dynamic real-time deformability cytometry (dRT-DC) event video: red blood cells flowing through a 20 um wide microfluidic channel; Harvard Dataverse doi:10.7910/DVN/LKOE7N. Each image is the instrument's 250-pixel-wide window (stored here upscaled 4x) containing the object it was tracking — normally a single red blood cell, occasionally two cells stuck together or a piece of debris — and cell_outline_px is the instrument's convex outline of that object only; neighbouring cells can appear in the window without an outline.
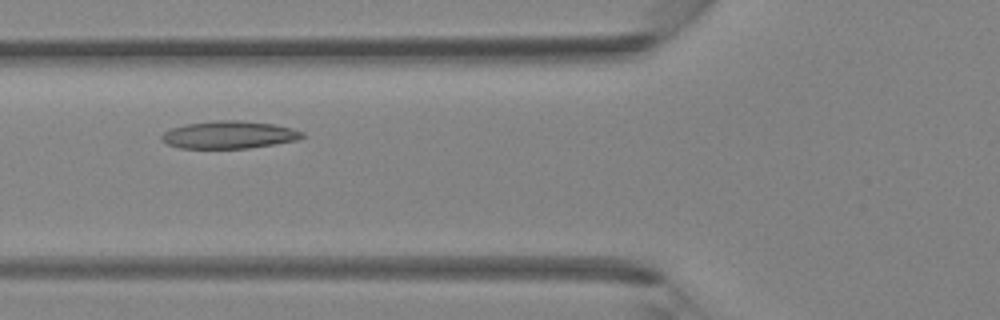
{"species": "Egyptian fruit bat (a non-hibernating species)", "species_latin": "Rousettus aegyptiacus", "temperature_condition": "room temperature", "stored_images_in_passage": 38, "camera_frame_rate_fps": 3000, "um_per_image_px": 0.085, "animal": {"sex": "female"}, "frame": {"image": 1, "passage_image": 12, "time_ms": 3.667, "image_size_px": [1000, 320], "cell_outline_px": [[304, 136], [296, 140], [248, 148], [180, 148], [168, 144], [160, 140], [160, 136], [164, 132], [172, 128], [184, 124], [216, 120], [240, 120], [272, 124], [292, 128], [304, 132]], "centroid_in_image_um": [19.43, 11.45], "position_along_channel_um": 106.4, "area_um2": 22.48}}
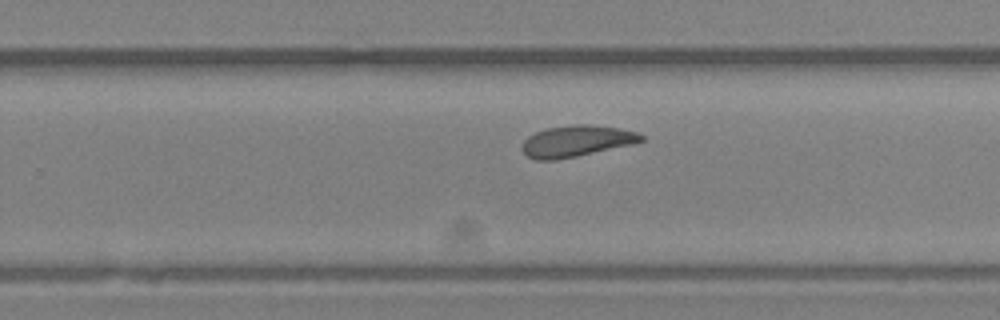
{"frame": {"image": 2, "passage_image": 23, "time_ms": 7.333, "image_size_px": [1000, 320], "cell_outline_px": [[644, 140], [632, 144], [576, 156], [556, 160], [536, 160], [528, 156], [520, 148], [524, 140], [528, 136], [536, 132], [548, 128], [576, 124], [588, 124], [620, 128], [636, 132], [644, 136]], "centroid_in_image_um": [48.98, 11.99], "position_along_channel_um": 280.8, "area_um2": 21.56}}
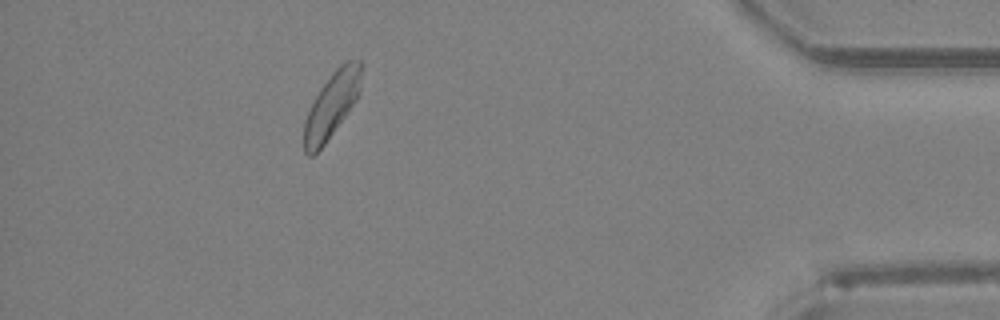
{"frame": {"image": 3, "passage_image": 34, "time_ms": 11.0, "image_size_px": [1000, 320], "cell_outline_px": [[360, 92], [356, 100], [324, 144], [312, 156], [308, 156], [304, 152], [304, 120], [320, 88], [332, 72], [344, 60], [360, 60]], "centroid_in_image_um": [28.18, 8.91], "position_along_channel_um": 407.0, "area_um2": 21.33}}